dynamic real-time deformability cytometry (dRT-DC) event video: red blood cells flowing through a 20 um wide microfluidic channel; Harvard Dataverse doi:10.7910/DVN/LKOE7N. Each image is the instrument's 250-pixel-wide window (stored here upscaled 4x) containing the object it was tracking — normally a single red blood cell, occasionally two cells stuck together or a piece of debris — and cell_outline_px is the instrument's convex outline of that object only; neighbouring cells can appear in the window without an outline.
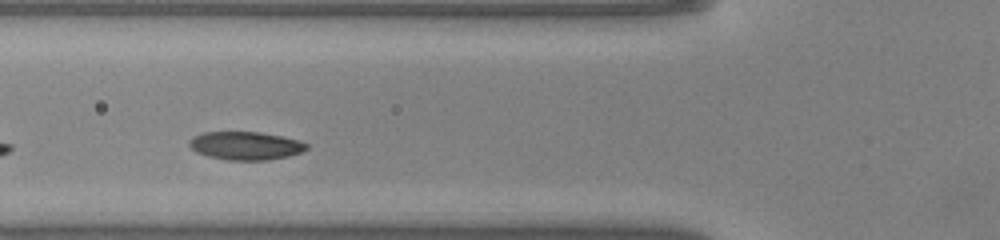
{"species": "common noctule bat (a hibernating species)", "species_latin": "Nyctalus noctula", "temperature_condition": "warm", "stored_images_in_passage": 9, "camera_frame_rate_fps": 3000, "um_per_image_px": 0.085, "animal": {"sex": "male", "body_mass_g": 20.0, "forearm_length_mm": 53.3}, "frame": {"image": 1, "passage_image": 6, "time_ms": 1.667, "image_size_px": [1000, 240], "cell_outline_px": [[308, 148], [300, 152], [288, 156], [268, 160], [228, 160], [208, 156], [196, 152], [188, 144], [188, 140], [192, 136], [204, 132], [256, 132], [280, 136], [300, 140], [308, 144]], "centroid_in_image_um": [20.85, 12.38], "position_along_channel_um": 105.0, "area_um2": 19.25}}